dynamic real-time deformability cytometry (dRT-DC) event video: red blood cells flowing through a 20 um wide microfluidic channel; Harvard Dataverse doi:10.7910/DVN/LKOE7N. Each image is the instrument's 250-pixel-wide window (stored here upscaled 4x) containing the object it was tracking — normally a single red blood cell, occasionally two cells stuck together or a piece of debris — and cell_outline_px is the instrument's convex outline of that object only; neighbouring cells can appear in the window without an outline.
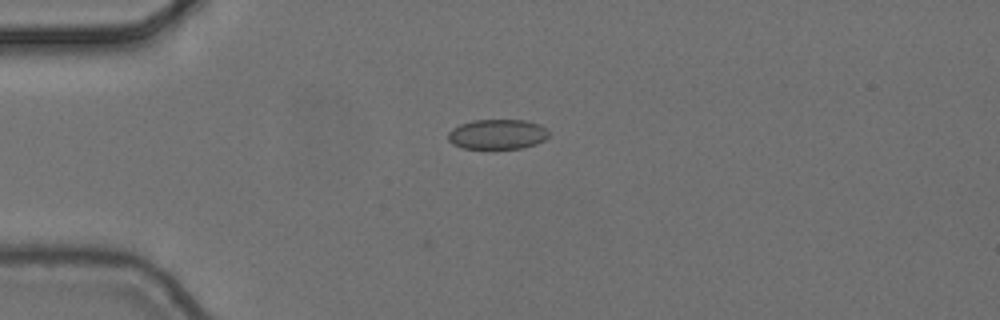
{"species": "common noctule bat (a hibernating species)", "species_latin": "Nyctalus noctula", "temperature_condition": "cold", "stored_images_in_passage": 4, "camera_frame_rate_fps": 3000, "um_per_image_px": 0.085, "animal": {"sex": "female", "body_mass_g": 24.6, "forearm_length_mm": 56.2}, "frame": {"image": 1, "passage_image": 3, "time_ms": 0.667, "image_size_px": [1000, 320], "cell_outline_px": [[548, 136], [544, 140], [536, 144], [524, 148], [460, 148], [452, 144], [448, 140], [448, 132], [452, 128], [460, 124], [472, 120], [524, 120], [540, 124], [548, 132]], "centroid_in_image_um": [42.25, 11.41], "position_along_channel_um": 42.8, "area_um2": 17.63}}